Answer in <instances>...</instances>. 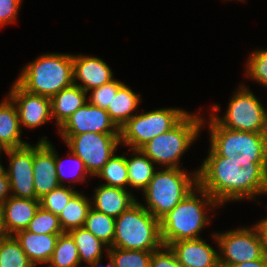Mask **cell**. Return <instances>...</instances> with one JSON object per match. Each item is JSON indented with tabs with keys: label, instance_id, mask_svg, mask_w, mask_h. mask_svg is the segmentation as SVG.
Segmentation results:
<instances>
[{
	"label": "cell",
	"instance_id": "1",
	"mask_svg": "<svg viewBox=\"0 0 267 267\" xmlns=\"http://www.w3.org/2000/svg\"><path fill=\"white\" fill-rule=\"evenodd\" d=\"M197 171L198 185L220 206L267 194V158L217 155L210 147Z\"/></svg>",
	"mask_w": 267,
	"mask_h": 267
},
{
	"label": "cell",
	"instance_id": "2",
	"mask_svg": "<svg viewBox=\"0 0 267 267\" xmlns=\"http://www.w3.org/2000/svg\"><path fill=\"white\" fill-rule=\"evenodd\" d=\"M220 205L199 185L160 220L163 245L201 238L200 233L211 221L206 212ZM207 210V211H206Z\"/></svg>",
	"mask_w": 267,
	"mask_h": 267
},
{
	"label": "cell",
	"instance_id": "3",
	"mask_svg": "<svg viewBox=\"0 0 267 267\" xmlns=\"http://www.w3.org/2000/svg\"><path fill=\"white\" fill-rule=\"evenodd\" d=\"M15 81L27 92L51 99L73 84V55L41 54L23 67Z\"/></svg>",
	"mask_w": 267,
	"mask_h": 267
},
{
	"label": "cell",
	"instance_id": "4",
	"mask_svg": "<svg viewBox=\"0 0 267 267\" xmlns=\"http://www.w3.org/2000/svg\"><path fill=\"white\" fill-rule=\"evenodd\" d=\"M197 171L190 173L185 168L156 170L142 192L146 199V205L142 206L160 221L198 185Z\"/></svg>",
	"mask_w": 267,
	"mask_h": 267
},
{
	"label": "cell",
	"instance_id": "5",
	"mask_svg": "<svg viewBox=\"0 0 267 267\" xmlns=\"http://www.w3.org/2000/svg\"><path fill=\"white\" fill-rule=\"evenodd\" d=\"M197 113H188L169 131L155 136L140 150L161 168H181L180 158L200 136L205 119Z\"/></svg>",
	"mask_w": 267,
	"mask_h": 267
},
{
	"label": "cell",
	"instance_id": "6",
	"mask_svg": "<svg viewBox=\"0 0 267 267\" xmlns=\"http://www.w3.org/2000/svg\"><path fill=\"white\" fill-rule=\"evenodd\" d=\"M160 221L140 201L115 219L111 247L153 252L162 246Z\"/></svg>",
	"mask_w": 267,
	"mask_h": 267
},
{
	"label": "cell",
	"instance_id": "7",
	"mask_svg": "<svg viewBox=\"0 0 267 267\" xmlns=\"http://www.w3.org/2000/svg\"><path fill=\"white\" fill-rule=\"evenodd\" d=\"M230 98L226 113L218 116L219 105L211 107L210 116L222 127L236 131L267 133V109L245 83ZM213 111V112H212ZM217 111V112H216Z\"/></svg>",
	"mask_w": 267,
	"mask_h": 267
},
{
	"label": "cell",
	"instance_id": "8",
	"mask_svg": "<svg viewBox=\"0 0 267 267\" xmlns=\"http://www.w3.org/2000/svg\"><path fill=\"white\" fill-rule=\"evenodd\" d=\"M188 113L167 107L135 114L120 128V143L129 149H140L155 136L176 126Z\"/></svg>",
	"mask_w": 267,
	"mask_h": 267
},
{
	"label": "cell",
	"instance_id": "9",
	"mask_svg": "<svg viewBox=\"0 0 267 267\" xmlns=\"http://www.w3.org/2000/svg\"><path fill=\"white\" fill-rule=\"evenodd\" d=\"M219 248V266H229L261 259L266 253L262 232L257 224L212 234Z\"/></svg>",
	"mask_w": 267,
	"mask_h": 267
},
{
	"label": "cell",
	"instance_id": "10",
	"mask_svg": "<svg viewBox=\"0 0 267 267\" xmlns=\"http://www.w3.org/2000/svg\"><path fill=\"white\" fill-rule=\"evenodd\" d=\"M207 121L209 147L219 156L234 158L242 153L246 158H267V133H253L228 129L211 116Z\"/></svg>",
	"mask_w": 267,
	"mask_h": 267
},
{
	"label": "cell",
	"instance_id": "11",
	"mask_svg": "<svg viewBox=\"0 0 267 267\" xmlns=\"http://www.w3.org/2000/svg\"><path fill=\"white\" fill-rule=\"evenodd\" d=\"M66 146L80 157L91 176H96L116 152L120 134L86 132L75 136H61Z\"/></svg>",
	"mask_w": 267,
	"mask_h": 267
},
{
	"label": "cell",
	"instance_id": "12",
	"mask_svg": "<svg viewBox=\"0 0 267 267\" xmlns=\"http://www.w3.org/2000/svg\"><path fill=\"white\" fill-rule=\"evenodd\" d=\"M9 158L8 170L5 169L10 184L11 195L17 198L38 199L34 189L33 145L5 149Z\"/></svg>",
	"mask_w": 267,
	"mask_h": 267
},
{
	"label": "cell",
	"instance_id": "13",
	"mask_svg": "<svg viewBox=\"0 0 267 267\" xmlns=\"http://www.w3.org/2000/svg\"><path fill=\"white\" fill-rule=\"evenodd\" d=\"M58 131L60 136H75L86 132L120 134V129L111 120L106 109L88 101L68 117Z\"/></svg>",
	"mask_w": 267,
	"mask_h": 267
},
{
	"label": "cell",
	"instance_id": "14",
	"mask_svg": "<svg viewBox=\"0 0 267 267\" xmlns=\"http://www.w3.org/2000/svg\"><path fill=\"white\" fill-rule=\"evenodd\" d=\"M7 96L16 105L21 130L22 126L36 129L52 119L50 98L29 93L16 81Z\"/></svg>",
	"mask_w": 267,
	"mask_h": 267
},
{
	"label": "cell",
	"instance_id": "15",
	"mask_svg": "<svg viewBox=\"0 0 267 267\" xmlns=\"http://www.w3.org/2000/svg\"><path fill=\"white\" fill-rule=\"evenodd\" d=\"M54 148L47 137H41L38 143L33 145L34 189L38 199L60 186Z\"/></svg>",
	"mask_w": 267,
	"mask_h": 267
},
{
	"label": "cell",
	"instance_id": "16",
	"mask_svg": "<svg viewBox=\"0 0 267 267\" xmlns=\"http://www.w3.org/2000/svg\"><path fill=\"white\" fill-rule=\"evenodd\" d=\"M114 73L101 58L87 55H73V84L85 92L114 80ZM78 81H81L80 83Z\"/></svg>",
	"mask_w": 267,
	"mask_h": 267
},
{
	"label": "cell",
	"instance_id": "17",
	"mask_svg": "<svg viewBox=\"0 0 267 267\" xmlns=\"http://www.w3.org/2000/svg\"><path fill=\"white\" fill-rule=\"evenodd\" d=\"M182 267H220L219 253L204 239H189L168 245Z\"/></svg>",
	"mask_w": 267,
	"mask_h": 267
},
{
	"label": "cell",
	"instance_id": "18",
	"mask_svg": "<svg viewBox=\"0 0 267 267\" xmlns=\"http://www.w3.org/2000/svg\"><path fill=\"white\" fill-rule=\"evenodd\" d=\"M39 207V199L17 198L11 195L0 206L6 234L14 235L26 229Z\"/></svg>",
	"mask_w": 267,
	"mask_h": 267
},
{
	"label": "cell",
	"instance_id": "19",
	"mask_svg": "<svg viewBox=\"0 0 267 267\" xmlns=\"http://www.w3.org/2000/svg\"><path fill=\"white\" fill-rule=\"evenodd\" d=\"M94 190L91 207L115 219L138 201L133 193L120 187L103 183Z\"/></svg>",
	"mask_w": 267,
	"mask_h": 267
},
{
	"label": "cell",
	"instance_id": "20",
	"mask_svg": "<svg viewBox=\"0 0 267 267\" xmlns=\"http://www.w3.org/2000/svg\"><path fill=\"white\" fill-rule=\"evenodd\" d=\"M13 236L30 262L37 267L40 264L47 265L49 263L59 235L35 234L24 229L16 232Z\"/></svg>",
	"mask_w": 267,
	"mask_h": 267
},
{
	"label": "cell",
	"instance_id": "21",
	"mask_svg": "<svg viewBox=\"0 0 267 267\" xmlns=\"http://www.w3.org/2000/svg\"><path fill=\"white\" fill-rule=\"evenodd\" d=\"M22 132L16 105L6 96L0 102V146L3 149H13L28 145V142L21 139Z\"/></svg>",
	"mask_w": 267,
	"mask_h": 267
},
{
	"label": "cell",
	"instance_id": "22",
	"mask_svg": "<svg viewBox=\"0 0 267 267\" xmlns=\"http://www.w3.org/2000/svg\"><path fill=\"white\" fill-rule=\"evenodd\" d=\"M87 94L81 87L72 84L51 98V115L58 128L88 101Z\"/></svg>",
	"mask_w": 267,
	"mask_h": 267
},
{
	"label": "cell",
	"instance_id": "23",
	"mask_svg": "<svg viewBox=\"0 0 267 267\" xmlns=\"http://www.w3.org/2000/svg\"><path fill=\"white\" fill-rule=\"evenodd\" d=\"M141 101L140 93H135L128 85L123 84L117 91L106 111L111 120L120 129L138 111Z\"/></svg>",
	"mask_w": 267,
	"mask_h": 267
},
{
	"label": "cell",
	"instance_id": "24",
	"mask_svg": "<svg viewBox=\"0 0 267 267\" xmlns=\"http://www.w3.org/2000/svg\"><path fill=\"white\" fill-rule=\"evenodd\" d=\"M129 150L130 157H126L129 186L143 192L153 178L157 166L140 149Z\"/></svg>",
	"mask_w": 267,
	"mask_h": 267
},
{
	"label": "cell",
	"instance_id": "25",
	"mask_svg": "<svg viewBox=\"0 0 267 267\" xmlns=\"http://www.w3.org/2000/svg\"><path fill=\"white\" fill-rule=\"evenodd\" d=\"M91 198L77 192L58 216L63 232L83 227L91 207Z\"/></svg>",
	"mask_w": 267,
	"mask_h": 267
},
{
	"label": "cell",
	"instance_id": "26",
	"mask_svg": "<svg viewBox=\"0 0 267 267\" xmlns=\"http://www.w3.org/2000/svg\"><path fill=\"white\" fill-rule=\"evenodd\" d=\"M68 233L74 239L77 246L80 264L85 262V266H87L95 260L102 258L104 249L108 252L109 247L96 238L85 227L72 229Z\"/></svg>",
	"mask_w": 267,
	"mask_h": 267
},
{
	"label": "cell",
	"instance_id": "27",
	"mask_svg": "<svg viewBox=\"0 0 267 267\" xmlns=\"http://www.w3.org/2000/svg\"><path fill=\"white\" fill-rule=\"evenodd\" d=\"M78 249L68 232L59 235L47 267H81ZM83 267V266H82Z\"/></svg>",
	"mask_w": 267,
	"mask_h": 267
},
{
	"label": "cell",
	"instance_id": "28",
	"mask_svg": "<svg viewBox=\"0 0 267 267\" xmlns=\"http://www.w3.org/2000/svg\"><path fill=\"white\" fill-rule=\"evenodd\" d=\"M126 156L128 155L125 152L124 156H118L116 155V153H114L112 157L101 168V170L97 173L96 176L98 178H101L102 180L106 181L104 185L120 187L129 190L127 188L129 186V181Z\"/></svg>",
	"mask_w": 267,
	"mask_h": 267
},
{
	"label": "cell",
	"instance_id": "29",
	"mask_svg": "<svg viewBox=\"0 0 267 267\" xmlns=\"http://www.w3.org/2000/svg\"><path fill=\"white\" fill-rule=\"evenodd\" d=\"M83 227L108 247L113 245L115 218L91 208Z\"/></svg>",
	"mask_w": 267,
	"mask_h": 267
},
{
	"label": "cell",
	"instance_id": "30",
	"mask_svg": "<svg viewBox=\"0 0 267 267\" xmlns=\"http://www.w3.org/2000/svg\"><path fill=\"white\" fill-rule=\"evenodd\" d=\"M0 267H35L13 235L0 241Z\"/></svg>",
	"mask_w": 267,
	"mask_h": 267
},
{
	"label": "cell",
	"instance_id": "31",
	"mask_svg": "<svg viewBox=\"0 0 267 267\" xmlns=\"http://www.w3.org/2000/svg\"><path fill=\"white\" fill-rule=\"evenodd\" d=\"M116 267H150L153 252L143 250H125L109 247L107 252Z\"/></svg>",
	"mask_w": 267,
	"mask_h": 267
},
{
	"label": "cell",
	"instance_id": "32",
	"mask_svg": "<svg viewBox=\"0 0 267 267\" xmlns=\"http://www.w3.org/2000/svg\"><path fill=\"white\" fill-rule=\"evenodd\" d=\"M67 183L70 185H60L50 193H47L40 198V206L43 209L59 216L64 210L65 206H67L68 202L78 192L73 189L75 186H72L70 181H67Z\"/></svg>",
	"mask_w": 267,
	"mask_h": 267
},
{
	"label": "cell",
	"instance_id": "33",
	"mask_svg": "<svg viewBox=\"0 0 267 267\" xmlns=\"http://www.w3.org/2000/svg\"><path fill=\"white\" fill-rule=\"evenodd\" d=\"M70 157H68L73 163V167L70 168L68 170L69 175H71L72 179H70L71 182L74 183V185H76L75 183L79 182V183H83L84 181H86V179L88 178V176H91L88 172V170L86 169V166L83 162V160L78 157L76 154H74L71 150L68 153ZM54 155H55V163H56V170H57V178L58 181L60 183V185H65L64 182L65 180L68 178L67 176V172L66 169L64 168V164L62 159L59 157L57 151L54 149ZM72 173V174H71ZM87 177V178H86Z\"/></svg>",
	"mask_w": 267,
	"mask_h": 267
},
{
	"label": "cell",
	"instance_id": "34",
	"mask_svg": "<svg viewBox=\"0 0 267 267\" xmlns=\"http://www.w3.org/2000/svg\"><path fill=\"white\" fill-rule=\"evenodd\" d=\"M26 230L35 234L61 235L64 233L58 216L41 206L37 209Z\"/></svg>",
	"mask_w": 267,
	"mask_h": 267
},
{
	"label": "cell",
	"instance_id": "35",
	"mask_svg": "<svg viewBox=\"0 0 267 267\" xmlns=\"http://www.w3.org/2000/svg\"><path fill=\"white\" fill-rule=\"evenodd\" d=\"M246 63L247 77L267 88V49H254Z\"/></svg>",
	"mask_w": 267,
	"mask_h": 267
},
{
	"label": "cell",
	"instance_id": "36",
	"mask_svg": "<svg viewBox=\"0 0 267 267\" xmlns=\"http://www.w3.org/2000/svg\"><path fill=\"white\" fill-rule=\"evenodd\" d=\"M122 81L117 79L104 84L100 87L91 89V94L89 96L88 102L94 106L107 109L109 104L112 102L113 97H115L118 89L123 85Z\"/></svg>",
	"mask_w": 267,
	"mask_h": 267
},
{
	"label": "cell",
	"instance_id": "37",
	"mask_svg": "<svg viewBox=\"0 0 267 267\" xmlns=\"http://www.w3.org/2000/svg\"><path fill=\"white\" fill-rule=\"evenodd\" d=\"M150 267H182L169 246L162 245L153 251Z\"/></svg>",
	"mask_w": 267,
	"mask_h": 267
},
{
	"label": "cell",
	"instance_id": "38",
	"mask_svg": "<svg viewBox=\"0 0 267 267\" xmlns=\"http://www.w3.org/2000/svg\"><path fill=\"white\" fill-rule=\"evenodd\" d=\"M22 0H0V27L16 21Z\"/></svg>",
	"mask_w": 267,
	"mask_h": 267
},
{
	"label": "cell",
	"instance_id": "39",
	"mask_svg": "<svg viewBox=\"0 0 267 267\" xmlns=\"http://www.w3.org/2000/svg\"><path fill=\"white\" fill-rule=\"evenodd\" d=\"M11 196L10 184L6 171L0 173V206Z\"/></svg>",
	"mask_w": 267,
	"mask_h": 267
},
{
	"label": "cell",
	"instance_id": "40",
	"mask_svg": "<svg viewBox=\"0 0 267 267\" xmlns=\"http://www.w3.org/2000/svg\"><path fill=\"white\" fill-rule=\"evenodd\" d=\"M220 267H267V253L261 259L258 260Z\"/></svg>",
	"mask_w": 267,
	"mask_h": 267
},
{
	"label": "cell",
	"instance_id": "41",
	"mask_svg": "<svg viewBox=\"0 0 267 267\" xmlns=\"http://www.w3.org/2000/svg\"><path fill=\"white\" fill-rule=\"evenodd\" d=\"M105 254H106V257L108 258V261H109L107 266H103V265L101 266L100 262H102L101 261L102 258H99V259L95 260L93 263L88 264L87 266H83V267H116L115 262L111 259L110 255L106 252H105Z\"/></svg>",
	"mask_w": 267,
	"mask_h": 267
},
{
	"label": "cell",
	"instance_id": "42",
	"mask_svg": "<svg viewBox=\"0 0 267 267\" xmlns=\"http://www.w3.org/2000/svg\"><path fill=\"white\" fill-rule=\"evenodd\" d=\"M256 224L259 226L261 232H262V236L264 238L265 241V245L267 248V217H265L264 219H261L260 221L256 222Z\"/></svg>",
	"mask_w": 267,
	"mask_h": 267
},
{
	"label": "cell",
	"instance_id": "43",
	"mask_svg": "<svg viewBox=\"0 0 267 267\" xmlns=\"http://www.w3.org/2000/svg\"><path fill=\"white\" fill-rule=\"evenodd\" d=\"M7 236L5 230H4V226H3V219H2V212L0 209V241L2 239H4Z\"/></svg>",
	"mask_w": 267,
	"mask_h": 267
},
{
	"label": "cell",
	"instance_id": "44",
	"mask_svg": "<svg viewBox=\"0 0 267 267\" xmlns=\"http://www.w3.org/2000/svg\"><path fill=\"white\" fill-rule=\"evenodd\" d=\"M2 155V154H0ZM5 170V167L2 165V163H0V173L3 172Z\"/></svg>",
	"mask_w": 267,
	"mask_h": 267
},
{
	"label": "cell",
	"instance_id": "45",
	"mask_svg": "<svg viewBox=\"0 0 267 267\" xmlns=\"http://www.w3.org/2000/svg\"><path fill=\"white\" fill-rule=\"evenodd\" d=\"M2 152H5V149L0 146V154H2Z\"/></svg>",
	"mask_w": 267,
	"mask_h": 267
}]
</instances>
